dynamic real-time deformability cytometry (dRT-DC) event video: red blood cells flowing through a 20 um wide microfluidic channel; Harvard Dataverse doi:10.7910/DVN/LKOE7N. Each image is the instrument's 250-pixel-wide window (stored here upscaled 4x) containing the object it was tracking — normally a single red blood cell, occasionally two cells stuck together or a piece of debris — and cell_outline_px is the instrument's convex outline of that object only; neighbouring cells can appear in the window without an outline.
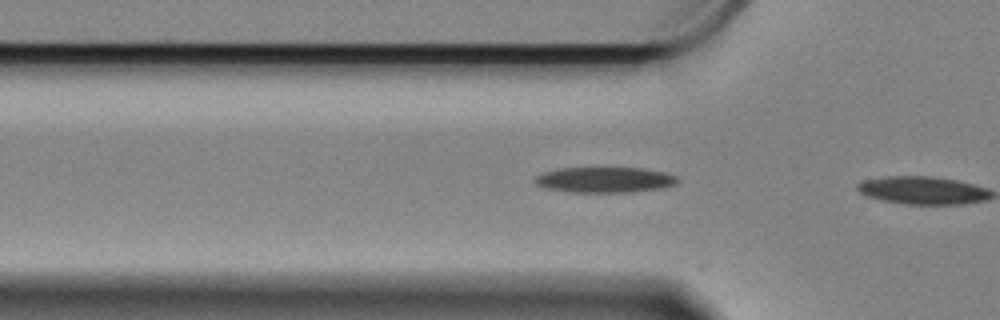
{"species": "Egyptian fruit bat (a non-hibernating species)", "species_latin": "Rousettus aegyptiacus", "temperature_condition": "cold", "stored_images_in_passage": 7, "camera_frame_rate_fps": 3000, "um_per_image_px": 0.085, "animal": {"sex": "female"}, "frame": {"image": 1, "passage_image": 6, "time_ms": 1.667, "image_size_px": [1000, 320], "cell_outline_px": [[680, 180], [676, 184], [664, 188], [632, 192], [572, 192], [544, 188], [536, 184], [532, 180], [536, 176], [544, 172], [560, 168], [640, 168], [664, 172], [676, 176]], "centroid_in_image_um": [51.41, 15.29], "position_along_channel_um": 74.4, "area_um2": 21.33}}